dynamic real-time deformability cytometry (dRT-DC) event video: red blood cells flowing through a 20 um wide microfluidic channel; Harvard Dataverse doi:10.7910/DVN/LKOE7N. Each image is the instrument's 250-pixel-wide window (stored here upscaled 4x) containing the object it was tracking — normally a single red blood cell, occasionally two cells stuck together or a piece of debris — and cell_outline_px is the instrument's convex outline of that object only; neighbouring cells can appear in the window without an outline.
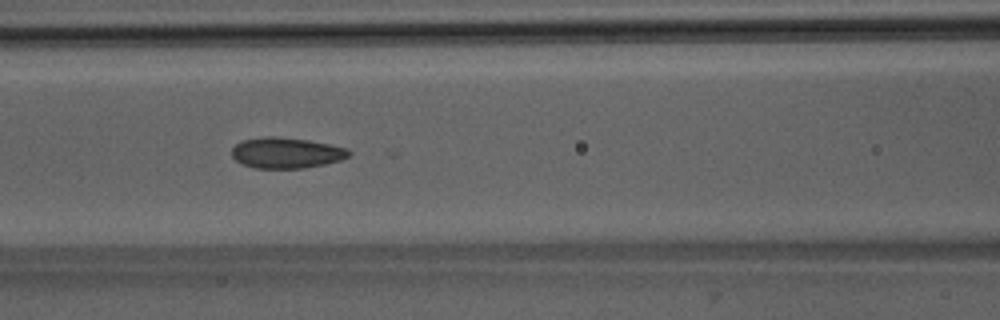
{"species": "Egyptian fruit bat (a non-hibernating species)", "species_latin": "Rousettus aegyptiacus", "temperature_condition": "room temperature", "stored_images_in_passage": 34, "camera_frame_rate_fps": 3000, "um_per_image_px": 0.085, "animal": {"sex": "male"}, "frame": {"image": 1, "passage_image": 11, "time_ms": 3.333, "image_size_px": [1000, 320], "cell_outline_px": [[352, 152], [348, 156], [340, 160], [324, 164], [304, 168], [256, 168], [244, 164], [236, 160], [232, 156], [232, 148], [240, 140], [264, 136], [272, 136], [308, 140], [348, 148]], "centroid_in_image_um": [24.33, 12.98], "position_along_channel_um": 142.3, "area_um2": 20.92}}
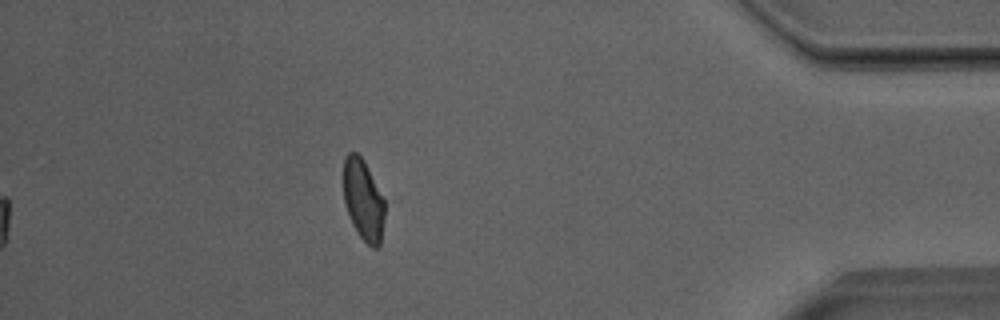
{"frame": {"image": 2, "passage_image": 34, "time_ms": 11.0, "image_size_px": [1000, 320], "cell_outline_px": [[384, 220], [380, 244], [376, 248], [372, 248], [356, 232], [352, 224], [344, 204], [344, 156], [348, 152], [356, 152], [364, 160], [384, 200]], "centroid_in_image_um": [30.86, 17.0], "position_along_channel_um": 404.3, "area_um2": 19.42}}